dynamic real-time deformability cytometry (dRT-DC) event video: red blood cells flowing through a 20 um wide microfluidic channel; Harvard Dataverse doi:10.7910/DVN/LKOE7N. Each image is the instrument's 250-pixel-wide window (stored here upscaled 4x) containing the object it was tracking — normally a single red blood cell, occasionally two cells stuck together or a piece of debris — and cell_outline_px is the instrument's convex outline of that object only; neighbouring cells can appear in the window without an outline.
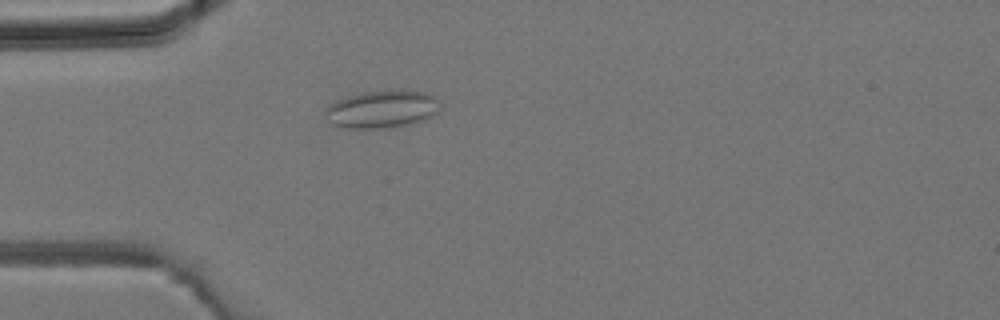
{"species": "common noctule bat (a hibernating species)", "species_latin": "Nyctalus noctula", "temperature_condition": "room temperature", "stored_images_in_passage": 36, "camera_frame_rate_fps": 3000, "um_per_image_px": 0.085, "animal": {"sex": "male", "body_mass_g": 19.2, "forearm_length_mm": 51.8}, "frame": {"image": 1, "passage_image": 6, "time_ms": 1.667, "image_size_px": [1000, 320], "cell_outline_px": [[440, 108], [432, 116], [424, 120], [392, 128], [348, 128], [332, 124], [328, 120], [324, 112], [324, 108], [328, 104], [336, 100], [348, 96], [364, 92], [404, 88], [428, 92], [436, 96], [440, 100]], "centroid_in_image_um": [32.51, 9.25], "position_along_channel_um": 52.5, "area_um2": 25.89}}
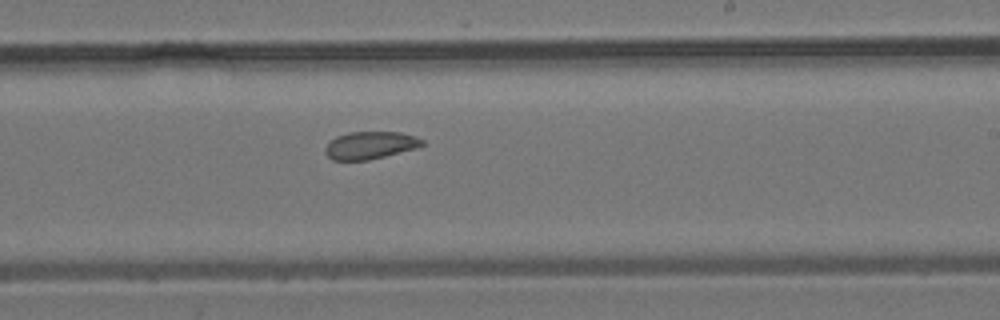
{"frame": {"image": 2, "passage_image": 19, "time_ms": 6.0, "image_size_px": [1000, 320], "cell_outline_px": [[424, 144], [416, 148], [368, 160], [332, 160], [324, 152], [324, 148], [336, 136], [348, 132], [400, 132], [416, 136], [424, 140]], "centroid_in_image_um": [31.46, 12.34], "position_along_channel_um": 257.5, "area_um2": 15.49}}
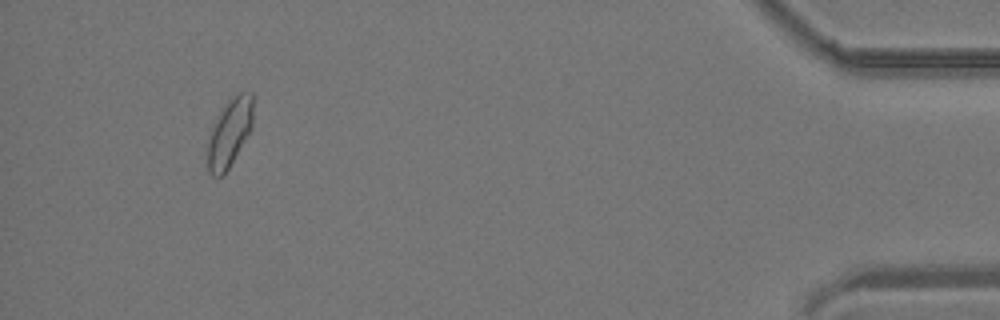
{"frame": {"image": 3, "passage_image": 33, "time_ms": 10.667, "image_size_px": [1000, 320], "cell_outline_px": [[252, 128], [224, 176], [212, 176], [208, 172], [208, 140], [216, 116], [228, 100], [236, 92], [252, 92]], "centroid_in_image_um": [19.5, 11.27], "position_along_channel_um": 415.7, "area_um2": 18.09}}